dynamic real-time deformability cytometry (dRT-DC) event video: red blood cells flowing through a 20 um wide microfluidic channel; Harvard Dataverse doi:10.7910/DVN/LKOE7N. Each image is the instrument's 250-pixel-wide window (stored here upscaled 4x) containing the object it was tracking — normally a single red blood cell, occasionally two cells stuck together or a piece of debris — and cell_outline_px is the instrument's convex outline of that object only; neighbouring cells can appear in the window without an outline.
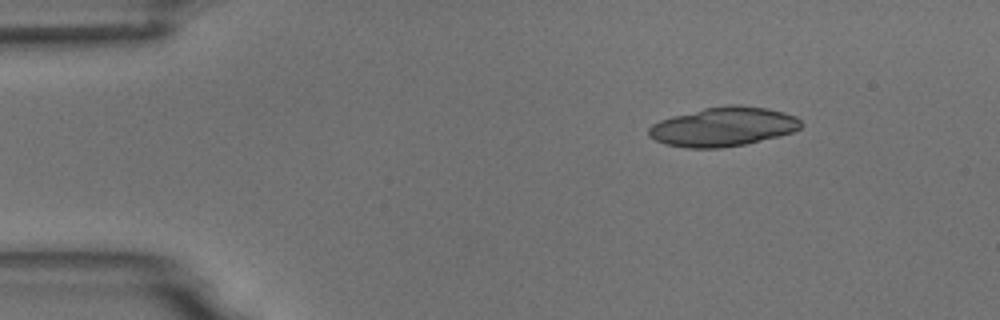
{"species": "common noctule bat (a hibernating species)", "species_latin": "Nyctalus noctula", "temperature_condition": "room temperature", "stored_images_in_passage": 3, "camera_frame_rate_fps": 3000, "um_per_image_px": 0.085, "animal": {"sex": "male", "body_mass_g": 18.8}, "frame": {"image": 1, "passage_image": 1, "time_ms": 0.0, "image_size_px": [1000, 320], "cell_outline_px": [[804, 124], [800, 128], [792, 132], [780, 136], [744, 144], [720, 148], [688, 148], [664, 144], [648, 136], [648, 128], [652, 124], [660, 120], [672, 116], [704, 108], [728, 104], [736, 104], [768, 108], [784, 112], [796, 116]], "centroid_in_image_um": [61.48, 10.76], "position_along_channel_um": 23.5, "area_um2": 34.97}}